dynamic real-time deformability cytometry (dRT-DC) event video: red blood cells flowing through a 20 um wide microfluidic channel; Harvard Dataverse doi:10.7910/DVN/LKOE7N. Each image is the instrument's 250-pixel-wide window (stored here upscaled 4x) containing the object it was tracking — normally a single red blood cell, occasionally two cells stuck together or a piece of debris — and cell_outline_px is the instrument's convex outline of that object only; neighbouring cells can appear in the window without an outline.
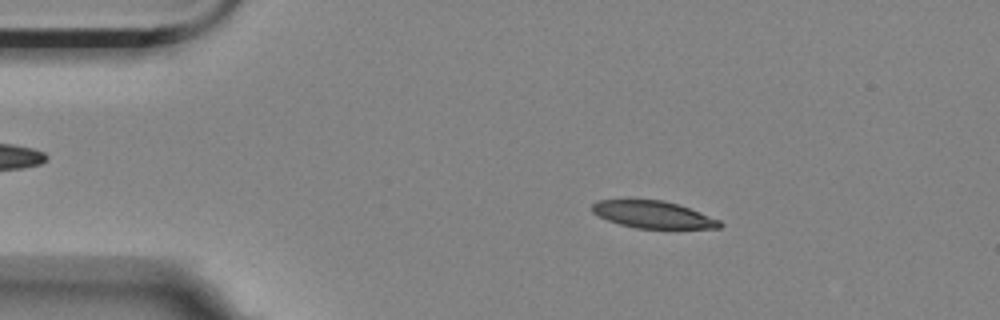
{"species": "Egyptian fruit bat (a non-hibernating species)", "species_latin": "Rousettus aegyptiacus", "temperature_condition": "room temperature", "stored_images_in_passage": 50, "camera_frame_rate_fps": 3000, "um_per_image_px": 0.085, "animal": {"sex": "female"}, "frame": {"image": 1, "passage_image": 3, "time_ms": 0.667, "image_size_px": [1000, 320], "cell_outline_px": [[724, 224], [720, 228], [636, 228], [620, 224], [596, 216], [592, 212], [592, 204], [596, 200], [664, 200], [688, 208], [720, 220]], "centroid_in_image_um": [55.48, 18.24], "position_along_channel_um": 29.5, "area_um2": 20.0}}
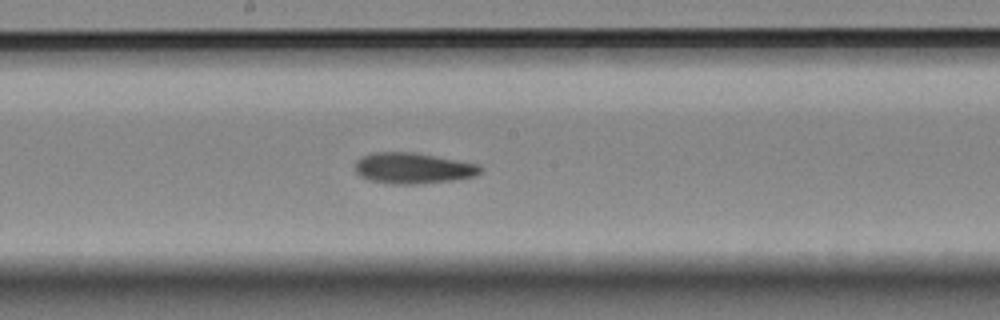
{"frame": {"image": 2, "passage_image": 23, "time_ms": 7.333, "image_size_px": [1000, 320], "cell_outline_px": [[480, 172], [476, 176], [452, 180], [416, 184], [392, 184], [368, 180], [360, 176], [356, 172], [356, 160], [360, 156], [372, 152], [416, 152], [480, 164]], "centroid_in_image_um": [35.08, 14.28], "position_along_channel_um": 213.1, "area_um2": 22.72}}
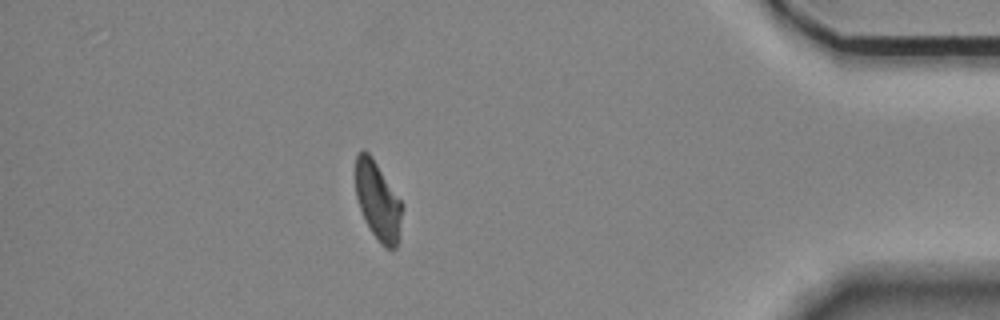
{"frame": {"image": 3, "passage_image": 43, "time_ms": 14.0, "image_size_px": [1000, 320], "cell_outline_px": [[404, 208], [400, 240], [396, 248], [384, 248], [380, 244], [364, 220], [356, 196], [356, 156], [364, 148], [372, 156], [404, 204]], "centroid_in_image_um": [32.17, 17.12], "position_along_channel_um": 403.0, "area_um2": 21.79}, "authors_computed_cell_mechanics": {"area_um2": 22.4264, "velocity_mm_per_s": 3.4922, "shape_relaxation_time_tau1_ms": 7.061, "shape_relaxation_time_tau2_ms": 3.7251, "deformation_change_tau1": 0.1941, "deformation_change_tau2": 0.1116}}